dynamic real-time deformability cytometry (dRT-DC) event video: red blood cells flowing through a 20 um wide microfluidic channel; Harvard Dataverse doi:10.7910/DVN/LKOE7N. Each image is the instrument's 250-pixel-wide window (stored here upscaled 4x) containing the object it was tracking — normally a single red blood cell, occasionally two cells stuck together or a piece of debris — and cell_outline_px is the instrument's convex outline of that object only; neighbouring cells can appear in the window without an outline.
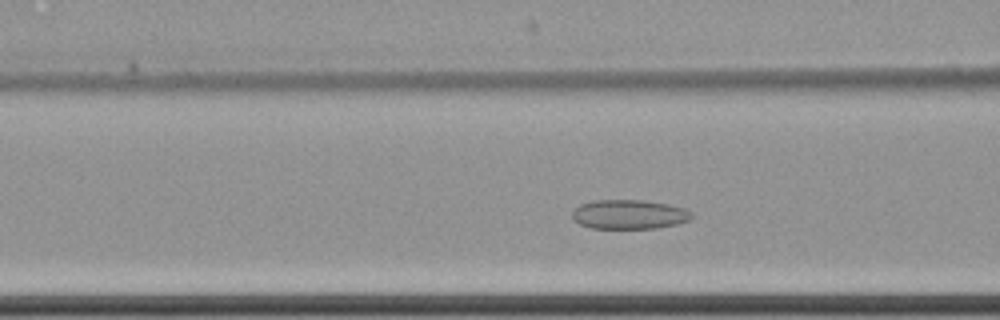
{"species": "common noctule bat (a hibernating species)", "species_latin": "Nyctalus noctula", "temperature_condition": "cold", "stored_images_in_passage": 51, "camera_frame_rate_fps": 3000, "um_per_image_px": 0.085, "animal": {"sex": "female", "body_mass_g": 22.7, "forearm_length_mm": 54.2}, "frame": {"image": 1, "passage_image": 15, "time_ms": 4.667, "image_size_px": [1000, 320], "cell_outline_px": [[692, 216], [688, 220], [676, 224], [656, 228], [592, 228], [580, 224], [572, 220], [572, 212], [580, 204], [592, 200], [644, 200], [668, 204], [684, 208], [692, 212]], "centroid_in_image_um": [53.45, 18.21], "position_along_channel_um": 113.2, "area_um2": 20.4}}
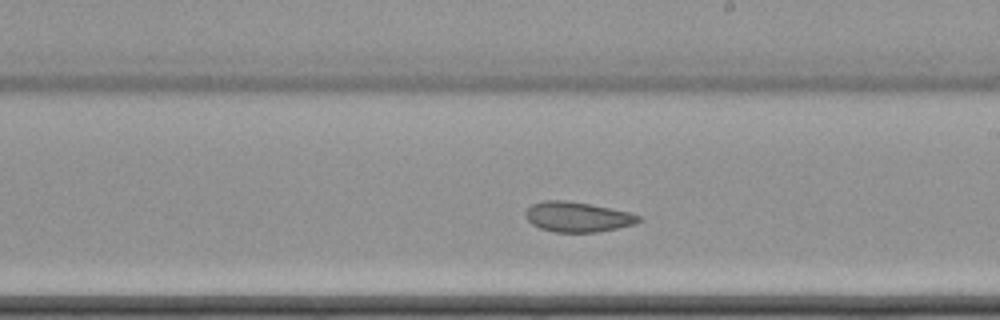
{"frame": {"image": 2, "passage_image": 26, "time_ms": 8.333, "image_size_px": [1000, 320], "cell_outline_px": [[640, 220], [632, 224], [616, 228], [596, 232], [552, 232], [540, 228], [532, 224], [528, 220], [524, 212], [532, 204], [544, 200], [564, 200], [592, 204], [628, 212], [640, 216]], "centroid_in_image_um": [49.04, 18.43], "position_along_channel_um": 240.0, "area_um2": 19.65}}
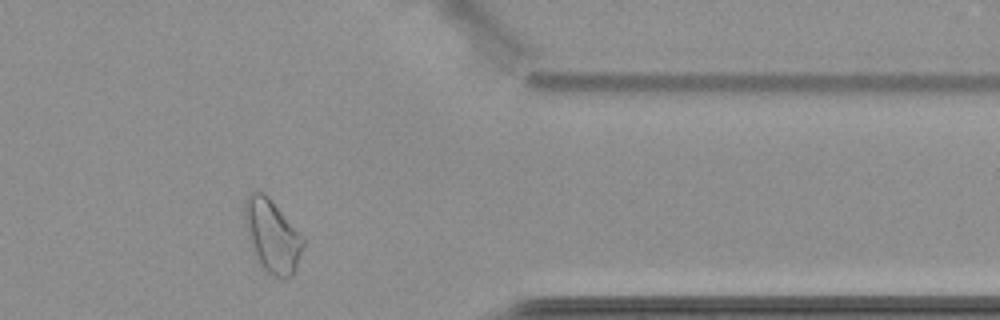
{"frame": {"image": 3, "passage_image": 40, "time_ms": 13.0, "image_size_px": [1000, 320], "cell_outline_px": [[304, 244], [296, 268], [292, 276], [280, 280], [272, 276], [256, 260], [248, 240], [244, 220], [244, 200], [248, 192], [256, 188], [264, 192], [268, 196], [304, 236]], "centroid_in_image_um": [23.11, 20.02], "position_along_channel_um": 388.3, "area_um2": 25.49}, "authors_computed_cell_mechanics": {"area_um2": 21.6172, "velocity_mm_per_s": 3.4601, "shape_relaxation_time_tau1_ms": 10.8339, "shape_relaxation_time_tau2_ms": 2.603, "deformation_change_tau1": 0.0959, "deformation_change_tau2": 0.0753}}